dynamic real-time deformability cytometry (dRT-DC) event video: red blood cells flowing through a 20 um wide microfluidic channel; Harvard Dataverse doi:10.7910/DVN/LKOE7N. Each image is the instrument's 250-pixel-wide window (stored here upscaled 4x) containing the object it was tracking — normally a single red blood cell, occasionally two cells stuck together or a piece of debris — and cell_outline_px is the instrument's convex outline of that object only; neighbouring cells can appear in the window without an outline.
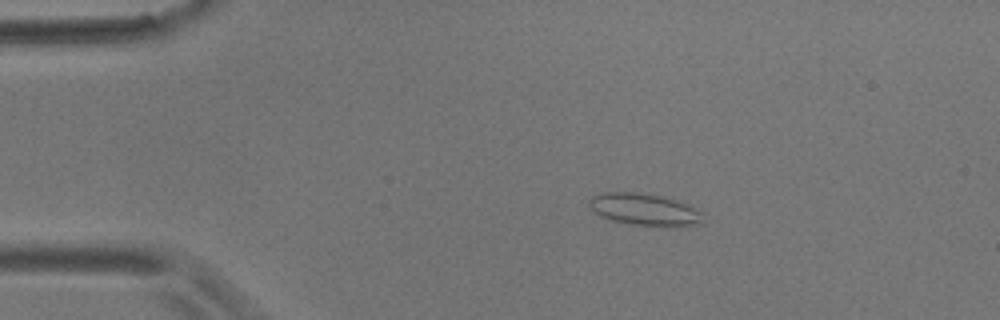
{"species": "common noctule bat (a hibernating species)", "species_latin": "Nyctalus noctula", "temperature_condition": "room temperature", "stored_images_in_passage": 3, "camera_frame_rate_fps": 3000, "um_per_image_px": 0.085, "animal": {"sex": "male", "body_mass_g": 17.9}, "frame": {"image": 1, "passage_image": 1, "time_ms": 0.0, "image_size_px": [1000, 320], "cell_outline_px": [[704, 224], [680, 228], [668, 228], [632, 224], [612, 220], [600, 216], [588, 204], [588, 200], [592, 196], [600, 192], [636, 192], [660, 196], [680, 200], [688, 204], [700, 212]], "centroid_in_image_um": [54.84, 17.83], "position_along_channel_um": 30.2, "area_um2": 21.79}}